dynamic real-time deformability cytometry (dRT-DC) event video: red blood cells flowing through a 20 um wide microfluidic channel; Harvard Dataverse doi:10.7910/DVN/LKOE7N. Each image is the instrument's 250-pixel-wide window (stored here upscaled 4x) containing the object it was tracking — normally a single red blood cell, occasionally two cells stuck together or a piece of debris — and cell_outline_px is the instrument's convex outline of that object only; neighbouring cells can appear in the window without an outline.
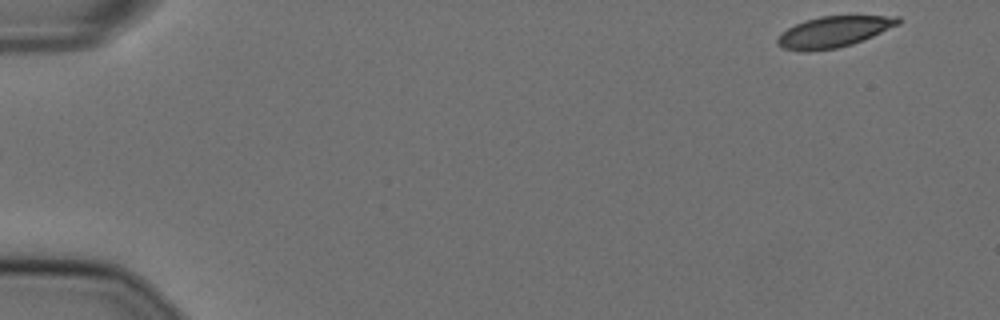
{"species": "Egyptian fruit bat (a non-hibernating species)", "species_latin": "Rousettus aegyptiacus", "temperature_condition": "cold", "stored_images_in_passage": 13, "camera_frame_rate_fps": 3000, "um_per_image_px": 0.085, "animal": {"sex": "female"}, "frame": {"image": 1, "passage_image": 1, "time_ms": 0.0, "image_size_px": [1000, 320], "cell_outline_px": [[900, 24], [872, 36], [852, 44], [836, 48], [808, 52], [784, 48], [776, 44], [776, 40], [788, 28], [804, 20], [820, 16], [900, 16]], "centroid_in_image_um": [70.87, 2.7], "position_along_channel_um": 14.1, "area_um2": 21.56}}